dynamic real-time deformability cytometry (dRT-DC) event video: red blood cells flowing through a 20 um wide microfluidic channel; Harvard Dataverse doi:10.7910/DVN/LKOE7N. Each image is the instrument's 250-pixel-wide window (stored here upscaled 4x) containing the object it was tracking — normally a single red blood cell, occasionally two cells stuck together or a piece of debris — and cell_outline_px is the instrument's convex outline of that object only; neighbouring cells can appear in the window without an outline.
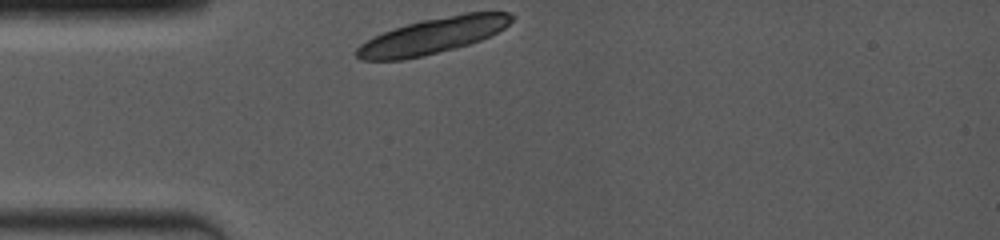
{"species": "common noctule bat (a hibernating species)", "species_latin": "Nyctalus noctula", "temperature_condition": "room temperature", "stored_images_in_passage": 1, "camera_frame_rate_fps": 4000, "um_per_image_px": 0.085, "animal": {"sex": "female", "body_mass_g": 19.0, "forearm_length_mm": 53.3}, "frame": {"image": 1, "passage_image": 1, "time_ms": 0.0, "image_size_px": [1000, 240], "cell_outline_px": [[516, 16], [504, 28], [480, 40], [456, 48], [404, 60], [360, 60], [356, 56], [356, 48], [360, 44], [384, 32], [420, 20], [464, 12], [508, 12]], "centroid_in_image_um": [36.8, 3.04], "position_along_channel_um": 48.2, "area_um2": 32.08}}